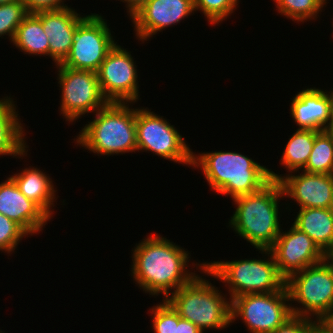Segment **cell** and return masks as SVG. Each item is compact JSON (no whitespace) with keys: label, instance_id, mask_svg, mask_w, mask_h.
<instances>
[{"label":"cell","instance_id":"1","mask_svg":"<svg viewBox=\"0 0 333 333\" xmlns=\"http://www.w3.org/2000/svg\"><path fill=\"white\" fill-rule=\"evenodd\" d=\"M135 246L131 276L151 296L162 294L165 300L196 276L187 269L190 253L161 235L150 233Z\"/></svg>","mask_w":333,"mask_h":333},{"label":"cell","instance_id":"2","mask_svg":"<svg viewBox=\"0 0 333 333\" xmlns=\"http://www.w3.org/2000/svg\"><path fill=\"white\" fill-rule=\"evenodd\" d=\"M192 168H200L212 190L236 197L261 190L270 181L269 169L241 153L204 152L192 156Z\"/></svg>","mask_w":333,"mask_h":333},{"label":"cell","instance_id":"3","mask_svg":"<svg viewBox=\"0 0 333 333\" xmlns=\"http://www.w3.org/2000/svg\"><path fill=\"white\" fill-rule=\"evenodd\" d=\"M284 197L279 181L271 180L258 192L234 198L229 226L258 251L269 250L282 230L278 202Z\"/></svg>","mask_w":333,"mask_h":333},{"label":"cell","instance_id":"4","mask_svg":"<svg viewBox=\"0 0 333 333\" xmlns=\"http://www.w3.org/2000/svg\"><path fill=\"white\" fill-rule=\"evenodd\" d=\"M129 103L109 102L96 111L95 119L79 132L75 144L100 155L137 151L136 108Z\"/></svg>","mask_w":333,"mask_h":333},{"label":"cell","instance_id":"5","mask_svg":"<svg viewBox=\"0 0 333 333\" xmlns=\"http://www.w3.org/2000/svg\"><path fill=\"white\" fill-rule=\"evenodd\" d=\"M268 259H241L196 263L207 276H212L229 289L230 300L237 296L255 293H272L285 287L286 279L279 273L270 250L260 249Z\"/></svg>","mask_w":333,"mask_h":333},{"label":"cell","instance_id":"6","mask_svg":"<svg viewBox=\"0 0 333 333\" xmlns=\"http://www.w3.org/2000/svg\"><path fill=\"white\" fill-rule=\"evenodd\" d=\"M217 289L197 274L166 300L181 318L195 324L203 333L208 328L222 330L231 324V300L227 301Z\"/></svg>","mask_w":333,"mask_h":333},{"label":"cell","instance_id":"7","mask_svg":"<svg viewBox=\"0 0 333 333\" xmlns=\"http://www.w3.org/2000/svg\"><path fill=\"white\" fill-rule=\"evenodd\" d=\"M290 303L294 316L312 319L320 323L333 310V260H324L293 273L286 279ZM311 316V317H310Z\"/></svg>","mask_w":333,"mask_h":333},{"label":"cell","instance_id":"8","mask_svg":"<svg viewBox=\"0 0 333 333\" xmlns=\"http://www.w3.org/2000/svg\"><path fill=\"white\" fill-rule=\"evenodd\" d=\"M289 301L286 286L277 292L237 296L231 300V323L239 318L250 333H272L293 316Z\"/></svg>","mask_w":333,"mask_h":333},{"label":"cell","instance_id":"9","mask_svg":"<svg viewBox=\"0 0 333 333\" xmlns=\"http://www.w3.org/2000/svg\"><path fill=\"white\" fill-rule=\"evenodd\" d=\"M137 151L153 154L175 163L192 166L193 151L167 119L147 107L136 108Z\"/></svg>","mask_w":333,"mask_h":333},{"label":"cell","instance_id":"10","mask_svg":"<svg viewBox=\"0 0 333 333\" xmlns=\"http://www.w3.org/2000/svg\"><path fill=\"white\" fill-rule=\"evenodd\" d=\"M61 88L60 110L68 123L82 115L95 113L109 102L103 96L97 73L56 65Z\"/></svg>","mask_w":333,"mask_h":333},{"label":"cell","instance_id":"11","mask_svg":"<svg viewBox=\"0 0 333 333\" xmlns=\"http://www.w3.org/2000/svg\"><path fill=\"white\" fill-rule=\"evenodd\" d=\"M108 27L103 16L88 15L74 30L70 52L60 65L97 72L117 43Z\"/></svg>","mask_w":333,"mask_h":333},{"label":"cell","instance_id":"12","mask_svg":"<svg viewBox=\"0 0 333 333\" xmlns=\"http://www.w3.org/2000/svg\"><path fill=\"white\" fill-rule=\"evenodd\" d=\"M135 64L128 50L117 43L107 54L96 73L108 102L133 104L140 99Z\"/></svg>","mask_w":333,"mask_h":333},{"label":"cell","instance_id":"13","mask_svg":"<svg viewBox=\"0 0 333 333\" xmlns=\"http://www.w3.org/2000/svg\"><path fill=\"white\" fill-rule=\"evenodd\" d=\"M282 231L269 250L279 273L285 279L327 257L306 233L300 231L293 224L287 232Z\"/></svg>","mask_w":333,"mask_h":333},{"label":"cell","instance_id":"14","mask_svg":"<svg viewBox=\"0 0 333 333\" xmlns=\"http://www.w3.org/2000/svg\"><path fill=\"white\" fill-rule=\"evenodd\" d=\"M297 175L276 174L269 169L271 180L279 181L284 196L296 201L300 209L330 207L333 195V174H315L301 170Z\"/></svg>","mask_w":333,"mask_h":333},{"label":"cell","instance_id":"15","mask_svg":"<svg viewBox=\"0 0 333 333\" xmlns=\"http://www.w3.org/2000/svg\"><path fill=\"white\" fill-rule=\"evenodd\" d=\"M194 11V0H148L131 18L135 36L144 43L158 31L188 18Z\"/></svg>","mask_w":333,"mask_h":333},{"label":"cell","instance_id":"16","mask_svg":"<svg viewBox=\"0 0 333 333\" xmlns=\"http://www.w3.org/2000/svg\"><path fill=\"white\" fill-rule=\"evenodd\" d=\"M290 114L299 129L328 130L332 123L333 90L327 93L315 87L303 89L293 97Z\"/></svg>","mask_w":333,"mask_h":333},{"label":"cell","instance_id":"17","mask_svg":"<svg viewBox=\"0 0 333 333\" xmlns=\"http://www.w3.org/2000/svg\"><path fill=\"white\" fill-rule=\"evenodd\" d=\"M0 213L15 221L31 236L42 231L51 219L20 192L11 177L0 183Z\"/></svg>","mask_w":333,"mask_h":333},{"label":"cell","instance_id":"18","mask_svg":"<svg viewBox=\"0 0 333 333\" xmlns=\"http://www.w3.org/2000/svg\"><path fill=\"white\" fill-rule=\"evenodd\" d=\"M35 14L41 19L49 39V57L56 65L61 64L70 52L74 30L88 15L80 16L71 7Z\"/></svg>","mask_w":333,"mask_h":333},{"label":"cell","instance_id":"19","mask_svg":"<svg viewBox=\"0 0 333 333\" xmlns=\"http://www.w3.org/2000/svg\"><path fill=\"white\" fill-rule=\"evenodd\" d=\"M14 101L10 96L0 99V155L13 158L27 156L25 128L21 124Z\"/></svg>","mask_w":333,"mask_h":333},{"label":"cell","instance_id":"20","mask_svg":"<svg viewBox=\"0 0 333 333\" xmlns=\"http://www.w3.org/2000/svg\"><path fill=\"white\" fill-rule=\"evenodd\" d=\"M293 225L306 233L327 255H333V212L327 208H304Z\"/></svg>","mask_w":333,"mask_h":333},{"label":"cell","instance_id":"21","mask_svg":"<svg viewBox=\"0 0 333 333\" xmlns=\"http://www.w3.org/2000/svg\"><path fill=\"white\" fill-rule=\"evenodd\" d=\"M25 168L21 173L10 176L20 192L29 200L36 203L50 218L53 216L51 207H54L55 190L52 179L37 167Z\"/></svg>","mask_w":333,"mask_h":333},{"label":"cell","instance_id":"22","mask_svg":"<svg viewBox=\"0 0 333 333\" xmlns=\"http://www.w3.org/2000/svg\"><path fill=\"white\" fill-rule=\"evenodd\" d=\"M12 43L25 54L49 56V39L35 13H29L17 27Z\"/></svg>","mask_w":333,"mask_h":333},{"label":"cell","instance_id":"23","mask_svg":"<svg viewBox=\"0 0 333 333\" xmlns=\"http://www.w3.org/2000/svg\"><path fill=\"white\" fill-rule=\"evenodd\" d=\"M292 134L284 147L280 165L293 174L299 169L303 170L309 160L310 153L315 141V135L319 131L309 129H299Z\"/></svg>","mask_w":333,"mask_h":333},{"label":"cell","instance_id":"24","mask_svg":"<svg viewBox=\"0 0 333 333\" xmlns=\"http://www.w3.org/2000/svg\"><path fill=\"white\" fill-rule=\"evenodd\" d=\"M303 171L315 174H333V133L329 130L319 131L309 160Z\"/></svg>","mask_w":333,"mask_h":333},{"label":"cell","instance_id":"25","mask_svg":"<svg viewBox=\"0 0 333 333\" xmlns=\"http://www.w3.org/2000/svg\"><path fill=\"white\" fill-rule=\"evenodd\" d=\"M278 13L292 21L304 22L317 19L322 8L326 7L325 0H273ZM318 14V15H317Z\"/></svg>","mask_w":333,"mask_h":333},{"label":"cell","instance_id":"26","mask_svg":"<svg viewBox=\"0 0 333 333\" xmlns=\"http://www.w3.org/2000/svg\"><path fill=\"white\" fill-rule=\"evenodd\" d=\"M29 14L23 0L0 5V37L8 35L12 42L17 27Z\"/></svg>","mask_w":333,"mask_h":333},{"label":"cell","instance_id":"27","mask_svg":"<svg viewBox=\"0 0 333 333\" xmlns=\"http://www.w3.org/2000/svg\"><path fill=\"white\" fill-rule=\"evenodd\" d=\"M239 0H194L195 11H201L211 25L219 24L236 10Z\"/></svg>","mask_w":333,"mask_h":333},{"label":"cell","instance_id":"28","mask_svg":"<svg viewBox=\"0 0 333 333\" xmlns=\"http://www.w3.org/2000/svg\"><path fill=\"white\" fill-rule=\"evenodd\" d=\"M149 310L153 315L151 328L154 333H176L178 313L166 299Z\"/></svg>","mask_w":333,"mask_h":333},{"label":"cell","instance_id":"29","mask_svg":"<svg viewBox=\"0 0 333 333\" xmlns=\"http://www.w3.org/2000/svg\"><path fill=\"white\" fill-rule=\"evenodd\" d=\"M28 235L19 224L0 213V251L10 255Z\"/></svg>","mask_w":333,"mask_h":333},{"label":"cell","instance_id":"30","mask_svg":"<svg viewBox=\"0 0 333 333\" xmlns=\"http://www.w3.org/2000/svg\"><path fill=\"white\" fill-rule=\"evenodd\" d=\"M317 322L300 316H292L272 333H308Z\"/></svg>","mask_w":333,"mask_h":333},{"label":"cell","instance_id":"31","mask_svg":"<svg viewBox=\"0 0 333 333\" xmlns=\"http://www.w3.org/2000/svg\"><path fill=\"white\" fill-rule=\"evenodd\" d=\"M29 13L58 10L68 7L64 0H23Z\"/></svg>","mask_w":333,"mask_h":333},{"label":"cell","instance_id":"32","mask_svg":"<svg viewBox=\"0 0 333 333\" xmlns=\"http://www.w3.org/2000/svg\"><path fill=\"white\" fill-rule=\"evenodd\" d=\"M176 333H203L195 324L183 319L178 314V325H176Z\"/></svg>","mask_w":333,"mask_h":333},{"label":"cell","instance_id":"33","mask_svg":"<svg viewBox=\"0 0 333 333\" xmlns=\"http://www.w3.org/2000/svg\"><path fill=\"white\" fill-rule=\"evenodd\" d=\"M126 2V10L130 18L148 1V0H120Z\"/></svg>","mask_w":333,"mask_h":333},{"label":"cell","instance_id":"34","mask_svg":"<svg viewBox=\"0 0 333 333\" xmlns=\"http://www.w3.org/2000/svg\"><path fill=\"white\" fill-rule=\"evenodd\" d=\"M320 323L329 333H333V310Z\"/></svg>","mask_w":333,"mask_h":333},{"label":"cell","instance_id":"35","mask_svg":"<svg viewBox=\"0 0 333 333\" xmlns=\"http://www.w3.org/2000/svg\"><path fill=\"white\" fill-rule=\"evenodd\" d=\"M308 333H329L321 323H317Z\"/></svg>","mask_w":333,"mask_h":333},{"label":"cell","instance_id":"36","mask_svg":"<svg viewBox=\"0 0 333 333\" xmlns=\"http://www.w3.org/2000/svg\"><path fill=\"white\" fill-rule=\"evenodd\" d=\"M15 1H18V0H0V5H1V4H6V3L15 2Z\"/></svg>","mask_w":333,"mask_h":333},{"label":"cell","instance_id":"37","mask_svg":"<svg viewBox=\"0 0 333 333\" xmlns=\"http://www.w3.org/2000/svg\"><path fill=\"white\" fill-rule=\"evenodd\" d=\"M328 130L333 133V115H332V123Z\"/></svg>","mask_w":333,"mask_h":333},{"label":"cell","instance_id":"38","mask_svg":"<svg viewBox=\"0 0 333 333\" xmlns=\"http://www.w3.org/2000/svg\"><path fill=\"white\" fill-rule=\"evenodd\" d=\"M329 209L333 212V195H332V198H331V204H330Z\"/></svg>","mask_w":333,"mask_h":333}]
</instances>
